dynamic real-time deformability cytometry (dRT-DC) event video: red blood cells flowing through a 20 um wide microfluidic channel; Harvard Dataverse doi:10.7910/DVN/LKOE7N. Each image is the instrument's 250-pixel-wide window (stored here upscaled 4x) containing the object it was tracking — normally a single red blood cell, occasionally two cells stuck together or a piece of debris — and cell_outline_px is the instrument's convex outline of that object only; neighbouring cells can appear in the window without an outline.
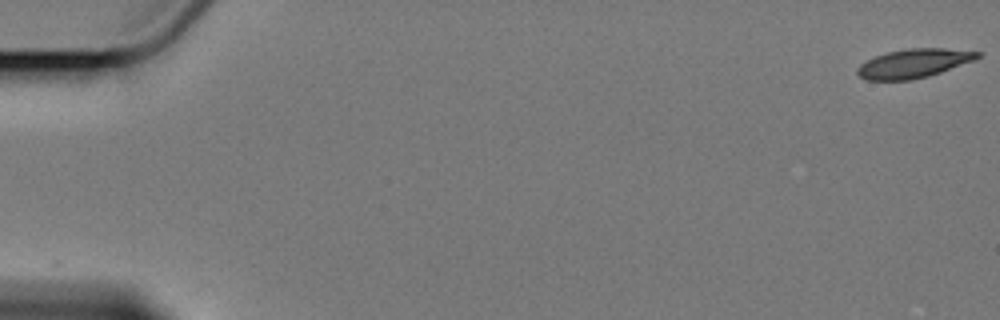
{"species": "Egyptian fruit bat (a non-hibernating species)", "species_latin": "Rousettus aegyptiacus", "temperature_condition": "cold", "stored_images_in_passage": 6, "segment_of_instrument_passage": [1, 2], "camera_frame_rate_fps": 3000, "um_per_image_px": 0.085, "animal": {"sex": "female"}, "frame": {"image": 1, "passage_image": 1, "time_ms": 0.0, "image_size_px": [1000, 320], "cell_outline_px": [[980, 56], [972, 60], [940, 72], [928, 76], [908, 80], [868, 80], [860, 76], [856, 72], [856, 68], [860, 64], [876, 56], [888, 52], [908, 48], [944, 48], [980, 52]], "centroid_in_image_um": [77.62, 5.38], "position_along_channel_um": 7.4, "area_um2": 19.83}}
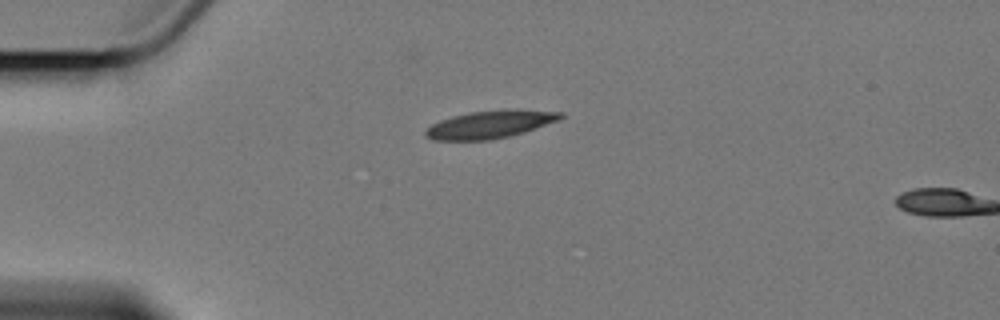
{"frame": {"image": 2, "passage_image": 5, "time_ms": 5.0, "image_size_px": [1000, 320], "cell_outline_px": [[564, 116], [560, 120], [524, 132], [508, 136], [488, 140], [432, 140], [424, 136], [424, 128], [440, 120], [452, 116], [468, 112], [504, 108], [516, 108], [564, 112]], "centroid_in_image_um": [41.66, 10.55], "position_along_channel_um": 43.3, "area_um2": 22.37}}